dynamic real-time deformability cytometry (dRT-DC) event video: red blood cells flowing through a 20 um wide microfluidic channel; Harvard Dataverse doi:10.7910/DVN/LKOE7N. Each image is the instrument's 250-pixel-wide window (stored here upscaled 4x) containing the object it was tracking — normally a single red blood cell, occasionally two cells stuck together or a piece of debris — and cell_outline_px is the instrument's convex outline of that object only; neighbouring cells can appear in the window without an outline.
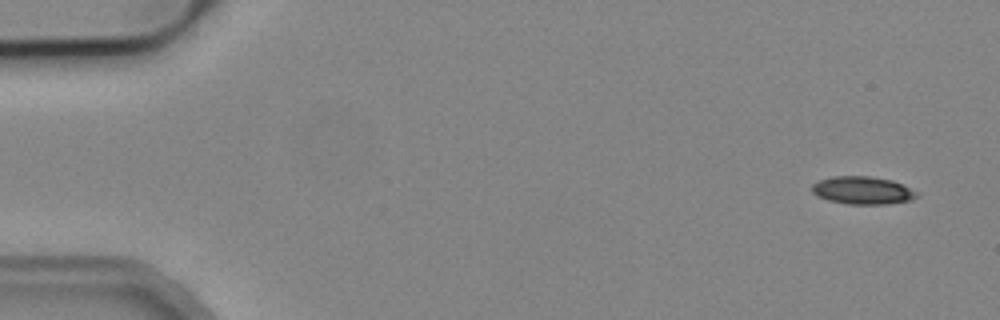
{"species": "common noctule bat (a hibernating species)", "species_latin": "Nyctalus noctula", "temperature_condition": "cold", "stored_images_in_passage": 6, "camera_frame_rate_fps": 3000, "um_per_image_px": 0.085, "animal": {"sex": "male", "body_mass_g": 19.2, "forearm_length_mm": 51.8}, "frame": {"image": 1, "passage_image": 1, "time_ms": 0.0, "image_size_px": [1000, 320], "cell_outline_px": [[920, 196], [912, 200], [888, 204], [848, 204], [828, 200], [816, 196], [812, 192], [812, 184], [820, 180], [832, 176], [868, 176], [892, 180], [904, 184], [920, 192]], "centroid_in_image_um": [73.38, 16.18], "position_along_channel_um": 11.6, "area_um2": 17.28}}